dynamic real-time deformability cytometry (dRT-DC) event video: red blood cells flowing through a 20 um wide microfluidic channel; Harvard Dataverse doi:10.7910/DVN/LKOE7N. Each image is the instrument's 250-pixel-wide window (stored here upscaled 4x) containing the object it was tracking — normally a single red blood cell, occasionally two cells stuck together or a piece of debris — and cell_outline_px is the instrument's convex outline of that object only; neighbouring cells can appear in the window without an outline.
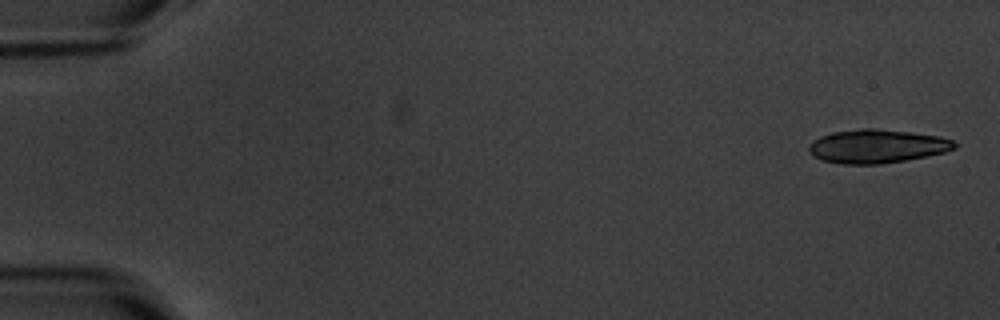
{"species": "common noctule bat (a hibernating species)", "species_latin": "Nyctalus noctula", "temperature_condition": "warm", "stored_images_in_passage": 9, "camera_frame_rate_fps": 3000, "um_per_image_px": 0.085, "animal": {"sex": "male", "body_mass_g": 20.1, "forearm_length_mm": 53.5}, "frame": {"image": 1, "passage_image": 1, "time_ms": 0.0, "image_size_px": [1000, 320], "cell_outline_px": [[956, 148], [944, 152], [904, 160], [876, 164], [840, 164], [820, 160], [812, 156], [808, 152], [808, 144], [820, 136], [832, 132], [864, 128], [876, 128], [912, 132], [940, 136], [952, 140], [956, 144]], "centroid_in_image_um": [74.48, 12.42], "position_along_channel_um": 10.5, "area_um2": 28.61}}
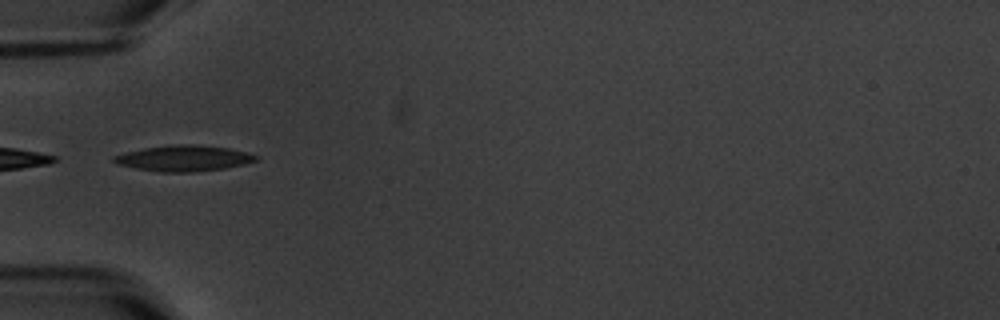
{"frame": {"image": 2, "passage_image": 6, "time_ms": 6.0, "image_size_px": [1000, 320], "cell_outline_px": [[260, 160], [244, 164], [224, 168], [192, 172], [160, 172], [136, 168], [116, 164], [112, 160], [112, 156], [144, 148], [172, 144], [192, 144], [228, 148], [248, 152], [260, 156]], "centroid_in_image_um": [15.65, 13.45], "position_along_channel_um": 69.3, "area_um2": 21.44}}
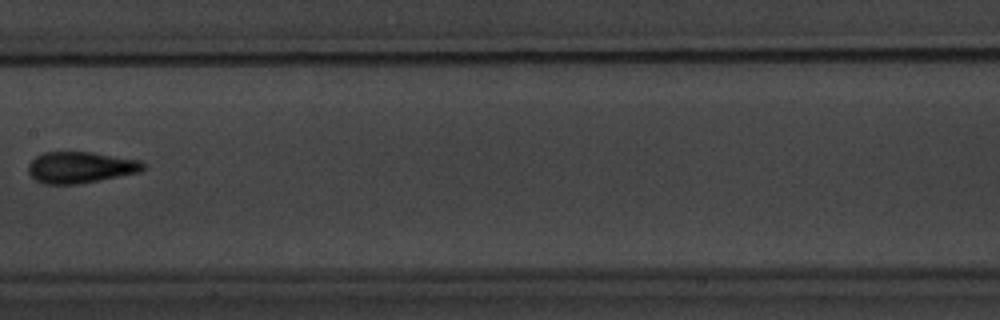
{"frame": {"image": 3, "passage_image": 9, "time_ms": 9.667, "image_size_px": [1000, 320], "cell_outline_px": [[148, 168], [140, 172], [76, 184], [44, 184], [36, 180], [28, 172], [28, 164], [36, 156], [44, 152], [92, 152], [140, 160]], "centroid_in_image_um": [6.85, 14.22], "position_along_channel_um": 200.6, "area_um2": 20.92}}